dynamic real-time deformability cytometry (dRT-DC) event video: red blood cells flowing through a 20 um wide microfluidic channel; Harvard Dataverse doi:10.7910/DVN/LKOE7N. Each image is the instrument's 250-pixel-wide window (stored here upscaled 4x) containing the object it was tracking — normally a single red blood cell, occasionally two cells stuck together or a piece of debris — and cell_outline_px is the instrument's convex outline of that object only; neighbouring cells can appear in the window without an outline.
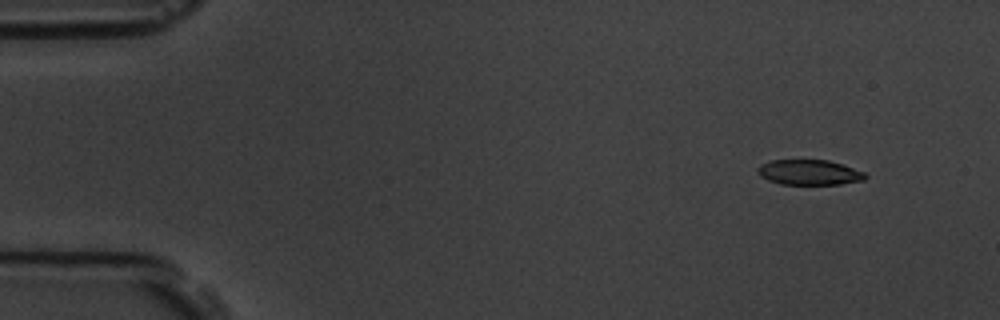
{"species": "common noctule bat (a hibernating species)", "species_latin": "Nyctalus noctula", "temperature_condition": "room temperature", "stored_images_in_passage": 5, "camera_frame_rate_fps": 3000, "um_per_image_px": 0.085, "animal": {"sex": "male", "body_mass_g": 19.5, "forearm_length_mm": 54.6}, "frame": {"image": 1, "passage_image": 1, "time_ms": 0.0, "image_size_px": [1000, 320], "cell_outline_px": [[868, 176], [864, 180], [840, 184], [780, 184], [768, 180], [760, 176], [760, 164], [772, 160], [828, 160], [864, 172]], "centroid_in_image_um": [68.8, 14.65], "position_along_channel_um": 16.2, "area_um2": 15.55}}